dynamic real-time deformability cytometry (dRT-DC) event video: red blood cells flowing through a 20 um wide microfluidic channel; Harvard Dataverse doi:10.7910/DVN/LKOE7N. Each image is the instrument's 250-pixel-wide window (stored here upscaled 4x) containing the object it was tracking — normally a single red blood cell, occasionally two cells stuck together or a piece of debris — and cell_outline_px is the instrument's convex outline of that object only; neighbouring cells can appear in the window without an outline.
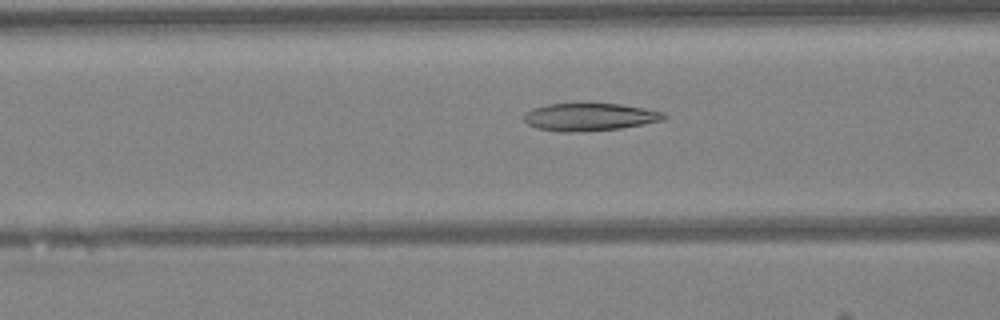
{"species": "Egyptian fruit bat (a non-hibernating species)", "species_latin": "Rousettus aegyptiacus", "temperature_condition": "warm", "stored_images_in_passage": 48, "camera_frame_rate_fps": 3000, "um_per_image_px": 0.085, "animal": {"sex": "female"}, "frame": {"image": 1, "passage_image": 19, "time_ms": 6.0, "image_size_px": [1000, 320], "cell_outline_px": [[668, 116], [664, 120], [644, 124], [620, 128], [572, 132], [560, 132], [536, 128], [528, 124], [524, 120], [524, 116], [532, 108], [548, 104], [620, 104], [644, 108], [664, 112]], "centroid_in_image_um": [50.14, 9.94], "position_along_channel_um": 116.5, "area_um2": 22.37}}
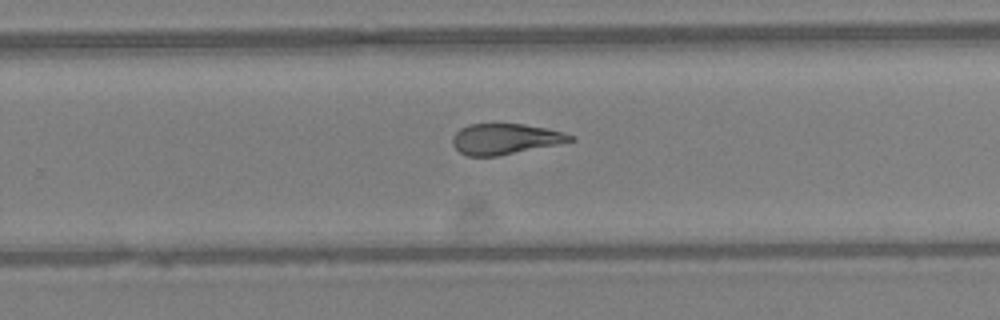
{"frame": {"image": 2, "passage_image": 31, "time_ms": 10.0, "image_size_px": [1000, 320], "cell_outline_px": [[576, 140], [496, 156], [468, 156], [460, 152], [452, 144], [452, 136], [460, 128], [468, 124], [524, 124], [548, 128], [564, 132], [576, 136]], "centroid_in_image_um": [42.94, 11.8], "position_along_channel_um": 286.9, "area_um2": 20.98}}
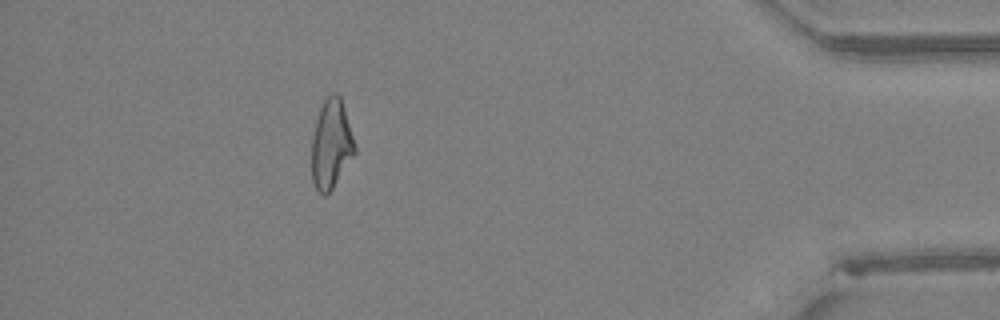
{"frame": {"image": 3, "passage_image": 43, "time_ms": 14.0, "image_size_px": [1000, 320], "cell_outline_px": [[356, 152], [332, 188], [324, 196], [316, 188], [312, 180], [312, 136], [316, 120], [320, 108], [324, 100], [332, 92], [336, 92], [340, 96], [344, 108], [356, 148]], "centroid_in_image_um": [28.14, 12.24], "position_along_channel_um": 407.1, "area_um2": 22.02}, "authors_computed_cell_mechanics": {"area_um2": 22.9755, "velocity_mm_per_s": 4.2903, "shape_relaxation_time_tau1_ms": null, "shape_relaxation_time_tau2_ms": 2.6773, "deformation_change_tau1": null, "deformation_change_tau2": 0.1185}}